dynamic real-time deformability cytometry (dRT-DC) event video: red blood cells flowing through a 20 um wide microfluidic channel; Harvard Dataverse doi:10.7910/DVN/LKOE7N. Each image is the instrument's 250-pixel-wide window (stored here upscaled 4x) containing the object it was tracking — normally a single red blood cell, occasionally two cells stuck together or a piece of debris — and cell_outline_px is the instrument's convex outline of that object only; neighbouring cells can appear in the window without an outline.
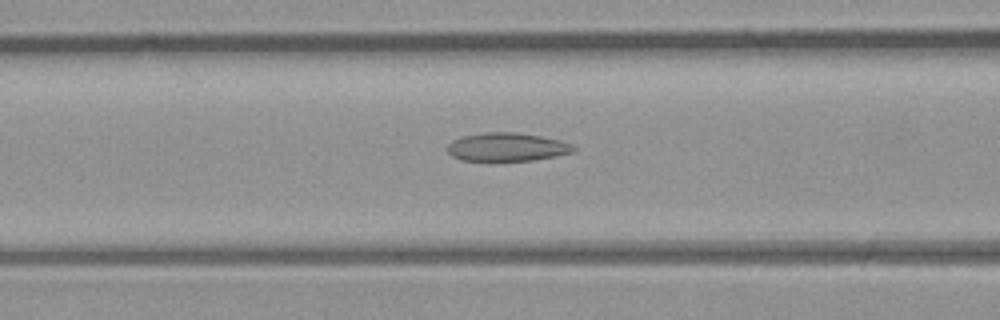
{"species": "common noctule bat (a hibernating species)", "species_latin": "Nyctalus noctula", "temperature_condition": "room temperature", "stored_images_in_passage": 30, "segment_of_instrument_passage": [1, 2], "camera_frame_rate_fps": 3000, "um_per_image_px": 0.085, "animal": {"sex": "male", "body_mass_g": 23.1, "forearm_length_mm": 52.7}, "frame": {"image": 1, "passage_image": 9, "time_ms": 2.667, "image_size_px": [1000, 320], "cell_outline_px": [[576, 148], [572, 152], [556, 156], [532, 160], [460, 160], [452, 156], [448, 152], [448, 144], [452, 140], [464, 136], [484, 132], [516, 132], [540, 136], [560, 140], [572, 144]], "centroid_in_image_um": [43.09, 12.49], "position_along_channel_um": 123.5, "area_um2": 20.69}}
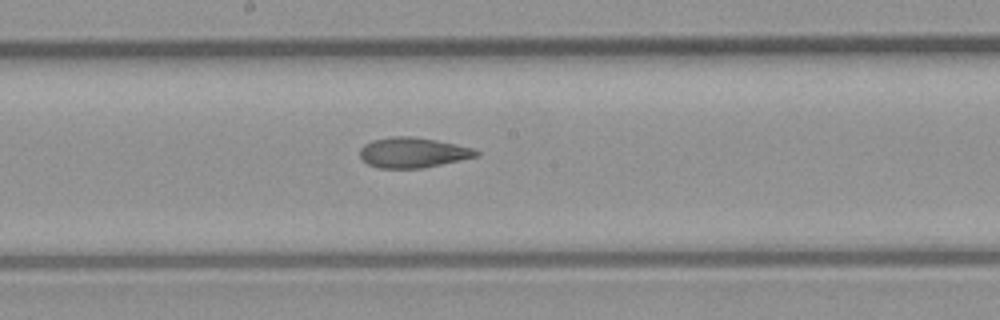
{"frame": {"image": 2, "passage_image": 15, "time_ms": 4.667, "image_size_px": [1000, 320], "cell_outline_px": [[480, 156], [420, 168], [380, 168], [368, 164], [360, 156], [360, 148], [364, 144], [372, 140], [392, 136], [412, 136], [436, 140], [472, 148], [480, 152]], "centroid_in_image_um": [35.08, 12.96], "position_along_channel_um": 213.1, "area_um2": 20.35}}
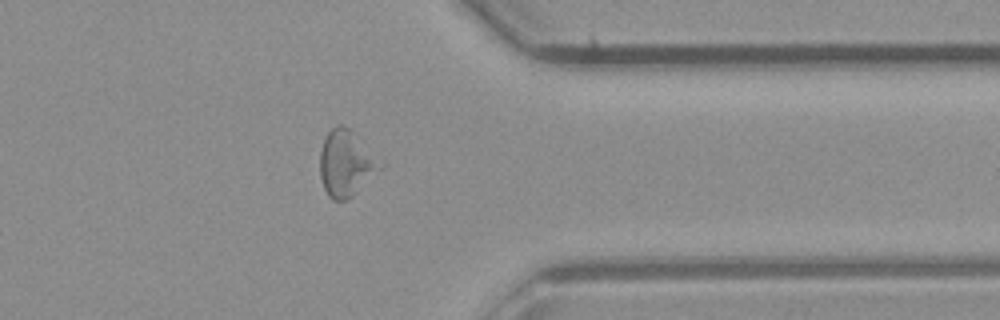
{"frame": {"image": 3, "passage_image": 27, "time_ms": 8.667, "image_size_px": [1000, 320], "cell_outline_px": [[384, 164], [352, 196], [344, 200], [332, 200], [328, 196], [324, 188], [320, 176], [320, 152], [324, 140], [328, 132], [332, 128], [340, 124], [344, 124]], "centroid_in_image_um": [29.38, 13.89], "position_along_channel_um": 382.0, "area_um2": 22.54}}